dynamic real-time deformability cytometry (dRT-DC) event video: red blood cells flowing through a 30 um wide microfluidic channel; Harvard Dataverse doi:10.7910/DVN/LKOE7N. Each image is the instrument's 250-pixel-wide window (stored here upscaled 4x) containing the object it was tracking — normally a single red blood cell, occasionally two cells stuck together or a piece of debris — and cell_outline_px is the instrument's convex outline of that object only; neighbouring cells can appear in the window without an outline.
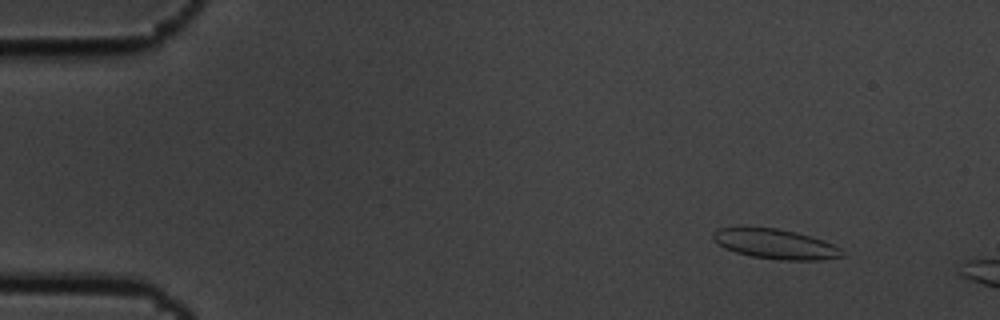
{"species": "common noctule bat (a hibernating species)", "species_latin": "Nyctalus noctula", "temperature_condition": "cold", "stored_images_in_passage": 3, "camera_frame_rate_fps": 3000, "um_per_image_px": 0.085, "animal": {"sex": "male", "body_mass_g": 19.5, "forearm_length_mm": 54.6}, "frame": {"image": 1, "passage_image": 1, "time_ms": 0.0, "image_size_px": [1000, 320], "cell_outline_px": [[844, 256], [820, 260], [784, 260], [752, 256], [736, 252], [724, 248], [712, 240], [712, 232], [716, 228], [744, 224], [776, 228], [796, 232], [824, 240], [840, 248]], "centroid_in_image_um": [65.79, 20.68], "position_along_channel_um": 19.2, "area_um2": 23.12}}